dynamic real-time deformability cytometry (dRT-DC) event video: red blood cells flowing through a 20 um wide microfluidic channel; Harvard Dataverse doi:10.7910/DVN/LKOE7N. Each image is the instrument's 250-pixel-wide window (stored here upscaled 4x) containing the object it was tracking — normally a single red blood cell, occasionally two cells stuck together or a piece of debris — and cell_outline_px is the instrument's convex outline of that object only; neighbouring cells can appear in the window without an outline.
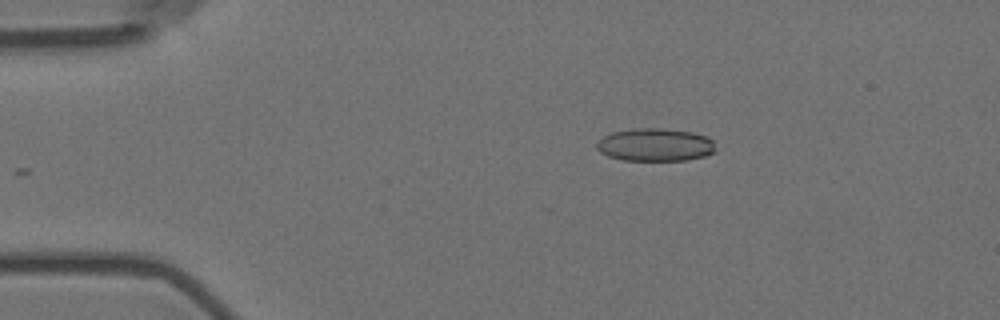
{"species": "Egyptian fruit bat (a non-hibernating species)", "species_latin": "Rousettus aegyptiacus", "temperature_condition": "room temperature", "stored_images_in_passage": 14, "camera_frame_rate_fps": 3000, "um_per_image_px": 0.085, "animal": {"sex": "female"}, "frame": {"image": 1, "passage_image": 1, "time_ms": 0.0, "image_size_px": [1000, 320], "cell_outline_px": [[716, 152], [704, 156], [688, 160], [624, 160], [608, 156], [600, 152], [596, 148], [596, 144], [604, 136], [612, 132], [632, 128], [660, 128], [692, 132], [708, 136], [712, 140], [716, 148]], "centroid_in_image_um": [55.72, 12.3], "position_along_channel_um": 29.3, "area_um2": 22.89}}
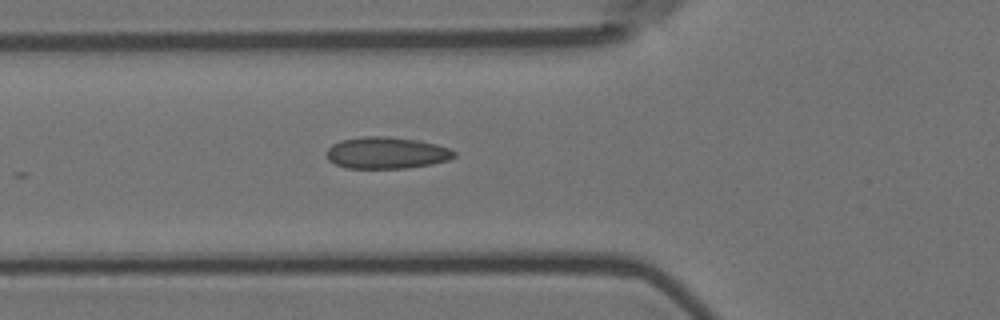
{"frame": {"image": 2, "passage_image": 11, "time_ms": 3.333, "image_size_px": [1000, 320], "cell_outline_px": [[456, 156], [448, 160], [432, 164], [408, 168], [348, 168], [336, 164], [328, 160], [324, 152], [332, 144], [340, 140], [364, 136], [388, 136], [420, 140], [436, 144], [448, 148], [456, 152]], "centroid_in_image_um": [32.84, 12.98], "position_along_channel_um": 93.0, "area_um2": 23.81}}
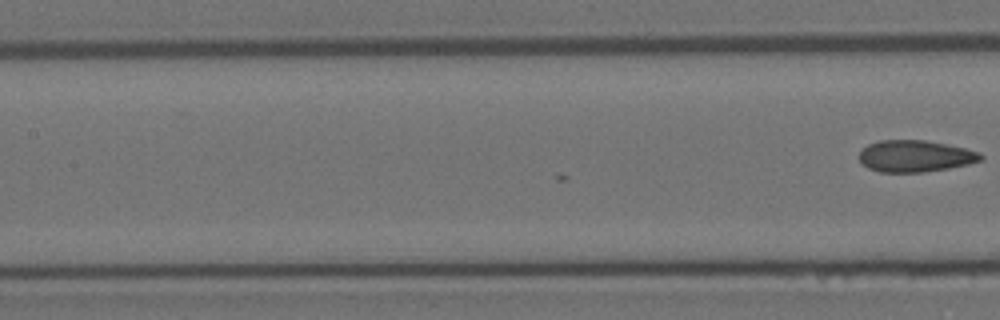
{"frame": {"image": 3, "passage_image": 14, "time_ms": 4.333, "image_size_px": [1000, 320], "cell_outline_px": [[984, 156], [980, 160], [968, 164], [948, 168], [924, 172], [880, 172], [868, 168], [860, 160], [860, 152], [868, 144], [880, 140], [928, 140], [964, 148], [980, 152]], "centroid_in_image_um": [77.8, 13.26], "position_along_channel_um": 129.6, "area_um2": 22.31}}